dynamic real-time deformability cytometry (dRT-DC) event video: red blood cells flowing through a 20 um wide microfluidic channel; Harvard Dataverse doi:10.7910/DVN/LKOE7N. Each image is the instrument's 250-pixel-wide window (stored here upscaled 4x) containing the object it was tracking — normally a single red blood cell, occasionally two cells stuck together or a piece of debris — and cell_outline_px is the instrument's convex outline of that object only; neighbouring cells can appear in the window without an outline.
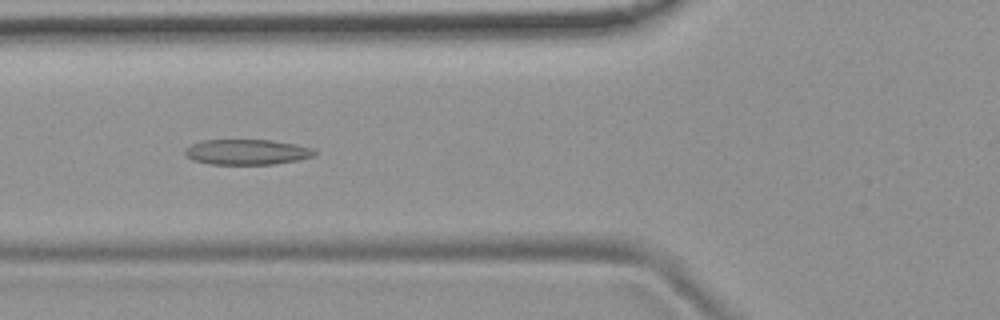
{"species": "common noctule bat (a hibernating species)", "species_latin": "Nyctalus noctula", "temperature_condition": "room temperature", "stored_images_in_passage": 41, "camera_frame_rate_fps": 3000, "um_per_image_px": 0.085, "animal": {"sex": "female", "body_mass_g": 19.9}, "frame": {"image": 1, "passage_image": 15, "time_ms": 4.667, "image_size_px": [1000, 320], "cell_outline_px": [[316, 152], [312, 156], [296, 160], [272, 164], [212, 164], [192, 160], [184, 156], [184, 148], [200, 140], [272, 140], [296, 144], [316, 148]], "centroid_in_image_um": [20.95, 12.91], "position_along_channel_um": 104.9, "area_um2": 19.25}}
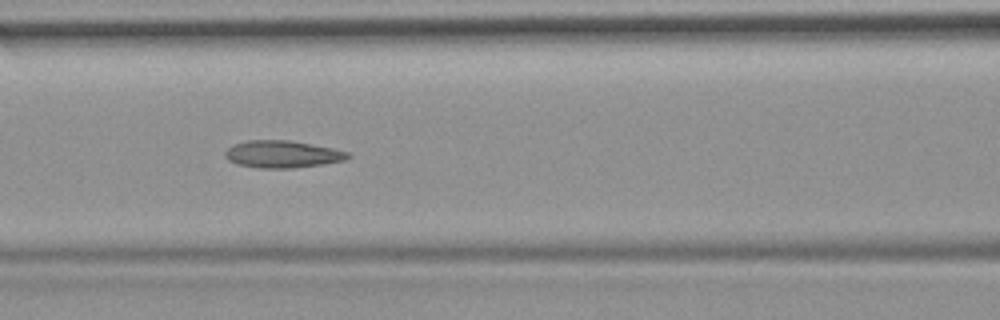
{"frame": {"image": 2, "passage_image": 18, "time_ms": 5.667, "image_size_px": [1000, 320], "cell_outline_px": [[352, 156], [344, 160], [324, 164], [292, 168], [256, 168], [236, 164], [228, 160], [224, 156], [224, 152], [232, 144], [248, 140], [288, 140], [312, 144], [332, 148], [348, 152]], "centroid_in_image_um": [23.96, 13.11], "position_along_channel_um": 142.6, "area_um2": 19.59}}
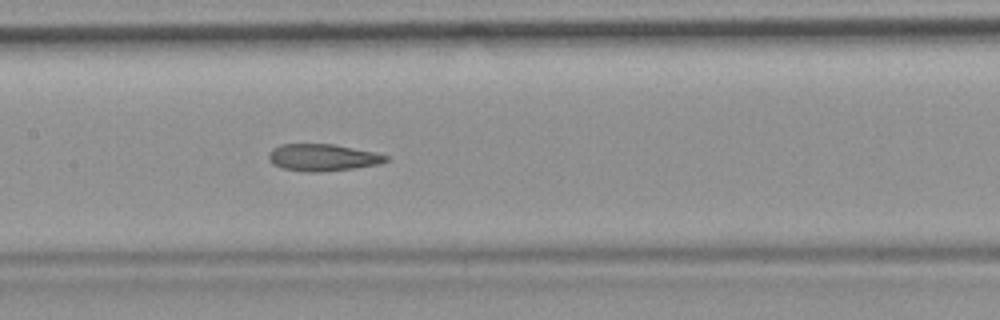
{"frame": {"image": 3, "passage_image": 21, "time_ms": 6.667, "image_size_px": [1000, 320], "cell_outline_px": [[388, 160], [380, 164], [356, 168], [320, 172], [304, 172], [284, 168], [268, 160], [268, 152], [272, 148], [280, 144], [332, 144], [376, 152], [388, 156]], "centroid_in_image_um": [27.43, 13.38], "position_along_channel_um": 180.0, "area_um2": 18.5}, "authors_computed_cell_mechanics": {"area_um2": 19.1896, "velocity_mm_per_s": 3.7503, "shape_relaxation_time_tau1_ms": null, "shape_relaxation_time_tau2_ms": 2.8706, "deformation_change_tau1": null, "deformation_change_tau2": 0.1155}}